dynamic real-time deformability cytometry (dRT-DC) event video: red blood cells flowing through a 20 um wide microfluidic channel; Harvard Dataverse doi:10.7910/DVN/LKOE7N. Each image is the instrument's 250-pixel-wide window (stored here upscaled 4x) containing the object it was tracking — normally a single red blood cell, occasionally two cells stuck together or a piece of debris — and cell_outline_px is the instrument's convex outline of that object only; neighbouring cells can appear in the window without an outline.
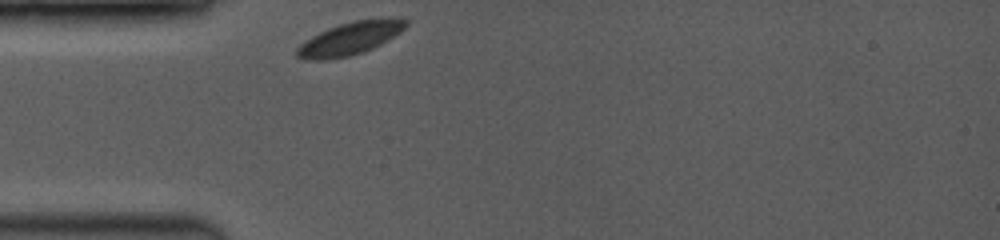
{"species": "common noctule bat (a hibernating species)", "species_latin": "Nyctalus noctula", "temperature_condition": "room temperature", "stored_images_in_passage": 5, "camera_frame_rate_fps": 3500, "um_per_image_px": 0.085, "animal": {"sex": "female", "body_mass_g": 19.0, "forearm_length_mm": 53.3}, "frame": {"image": 1, "passage_image": 1, "time_ms": 0.0, "image_size_px": [1000, 240], "cell_outline_px": [[408, 24], [400, 32], [380, 44], [364, 52], [348, 56], [328, 60], [304, 60], [296, 56], [296, 48], [304, 40], [328, 28], [352, 20], [396, 16], [408, 20]], "centroid_in_image_um": [29.75, 3.25], "position_along_channel_um": 55.2, "area_um2": 21.15}}
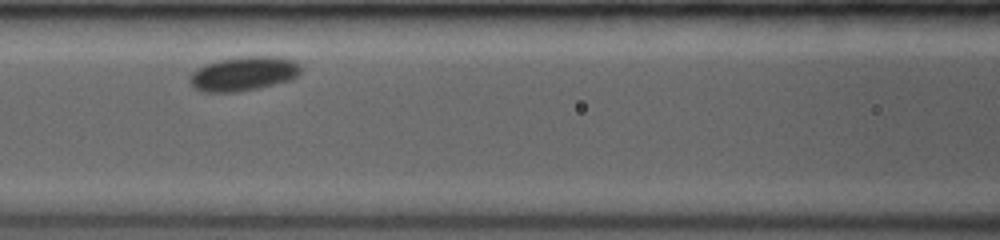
{"frame": {"image": 2, "passage_image": 4, "time_ms": 2.571, "image_size_px": [1000, 240], "cell_outline_px": [[300, 76], [292, 80], [260, 88], [236, 92], [200, 92], [192, 88], [188, 80], [192, 72], [196, 68], [220, 60], [240, 56], [272, 56], [292, 60], [300, 64]], "centroid_in_image_um": [20.7, 6.28], "position_along_channel_um": 145.9, "area_um2": 22.48}}
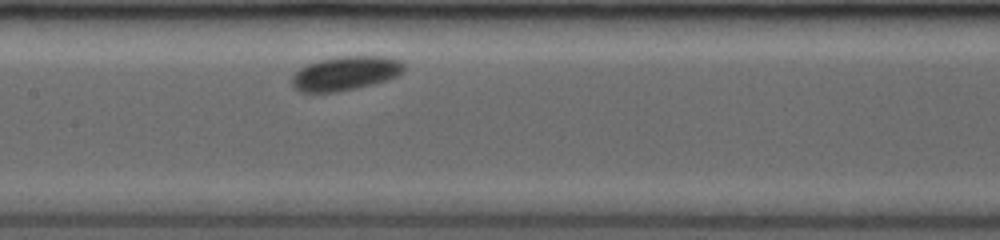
{"frame": {"image": 3, "passage_image": 5, "time_ms": 3.429, "image_size_px": [1000, 240], "cell_outline_px": [[404, 72], [388, 80], [356, 88], [336, 92], [300, 92], [292, 84], [292, 76], [300, 68], [308, 64], [320, 60], [336, 56], [384, 56], [400, 60], [404, 64]], "centroid_in_image_um": [29.39, 6.22], "position_along_channel_um": 178.0, "area_um2": 22.25}}